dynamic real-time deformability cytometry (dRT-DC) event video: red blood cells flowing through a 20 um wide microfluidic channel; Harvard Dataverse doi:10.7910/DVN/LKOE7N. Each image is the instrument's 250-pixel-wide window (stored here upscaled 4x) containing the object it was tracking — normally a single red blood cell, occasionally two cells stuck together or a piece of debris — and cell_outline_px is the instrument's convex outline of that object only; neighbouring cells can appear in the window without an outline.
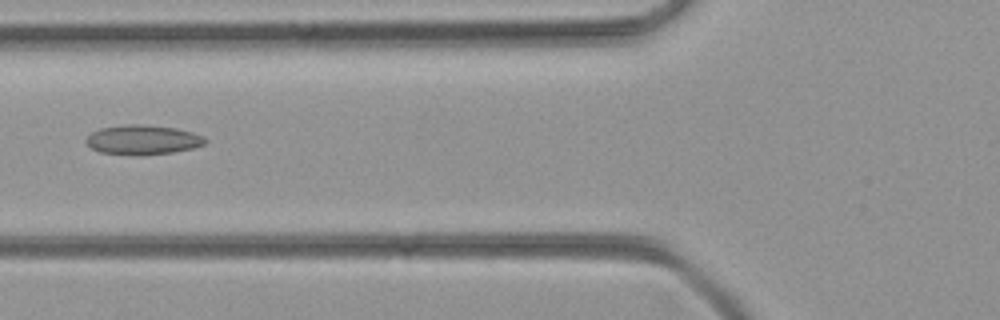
{"species": "common noctule bat (a hibernating species)", "species_latin": "Nyctalus noctula", "temperature_condition": "room temperature", "stored_images_in_passage": 23, "camera_frame_rate_fps": 3000, "um_per_image_px": 0.085, "animal": {"sex": "female", "body_mass_g": 21.9}, "frame": {"image": 1, "passage_image": 7, "time_ms": 2.0, "image_size_px": [1000, 320], "cell_outline_px": [[208, 140], [204, 144], [192, 148], [172, 152], [144, 156], [132, 156], [100, 152], [92, 148], [84, 140], [92, 132], [100, 128], [128, 124], [140, 124], [176, 128], [192, 132], [204, 136]], "centroid_in_image_um": [12.13, 11.89], "position_along_channel_um": 113.7, "area_um2": 20.69}}